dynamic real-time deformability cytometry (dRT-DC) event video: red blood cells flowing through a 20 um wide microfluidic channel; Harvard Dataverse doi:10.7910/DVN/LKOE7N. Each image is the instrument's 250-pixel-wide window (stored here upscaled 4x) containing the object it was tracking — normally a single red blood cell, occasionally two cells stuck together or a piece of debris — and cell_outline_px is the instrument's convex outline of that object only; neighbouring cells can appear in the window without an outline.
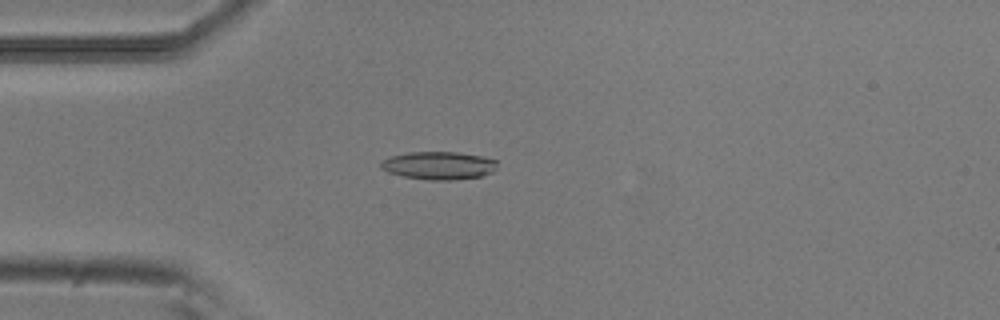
{"species": "common noctule bat (a hibernating species)", "species_latin": "Nyctalus noctula", "temperature_condition": "room temperature", "stored_images_in_passage": 44, "camera_frame_rate_fps": 3000, "um_per_image_px": 0.085, "animal": {"sex": "male", "body_mass_g": 20.5, "forearm_length_mm": 52.5}, "frame": {"image": 1, "passage_image": 5, "time_ms": 1.333, "image_size_px": [1000, 320], "cell_outline_px": [[496, 168], [492, 172], [480, 176], [452, 180], [428, 180], [404, 176], [388, 172], [380, 168], [380, 160], [392, 156], [408, 152], [456, 152], [480, 156], [496, 160]], "centroid_in_image_um": [37.25, 14.07], "position_along_channel_um": 47.7, "area_um2": 18.84}}
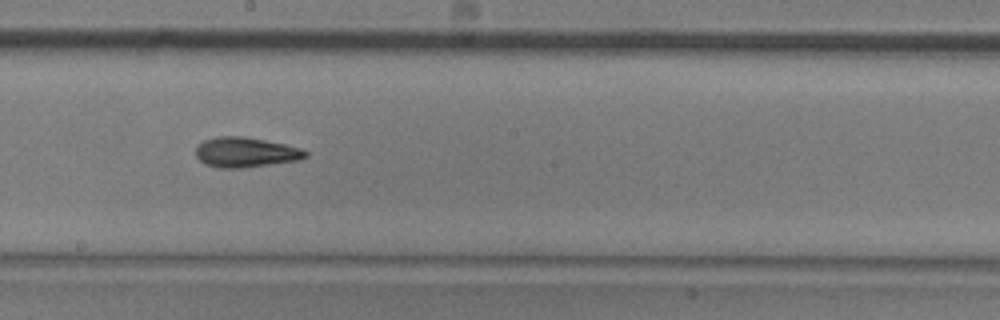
{"frame": {"image": 2, "passage_image": 20, "time_ms": 6.333, "image_size_px": [1000, 320], "cell_outline_px": [[308, 156], [300, 160], [240, 168], [216, 168], [204, 164], [196, 156], [196, 148], [204, 140], [216, 136], [244, 136], [284, 144], [300, 148], [308, 152]], "centroid_in_image_um": [20.86, 12.95], "position_along_channel_um": 227.3, "area_um2": 19.19}}
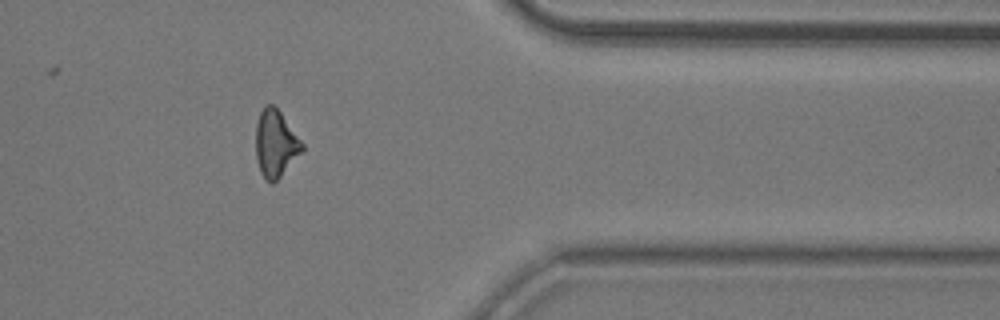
{"frame": {"image": 3, "passage_image": 34, "time_ms": 11.0, "image_size_px": [1000, 320], "cell_outline_px": [[304, 152], [272, 184], [260, 172], [256, 160], [256, 124], [260, 112], [264, 104], [272, 104], [280, 112], [304, 144]], "centroid_in_image_um": [23.43, 12.2], "position_along_channel_um": 388.0, "area_um2": 18.09}, "authors_computed_cell_mechanics": {"area_um2": 18.1203, "velocity_mm_per_s": 3.8311, "shape_relaxation_time_tau1_ms": 4.6353, "shape_relaxation_time_tau2_ms": 2.9386, "deformation_change_tau1": 0.1554, "deformation_change_tau2": 0.1082}}